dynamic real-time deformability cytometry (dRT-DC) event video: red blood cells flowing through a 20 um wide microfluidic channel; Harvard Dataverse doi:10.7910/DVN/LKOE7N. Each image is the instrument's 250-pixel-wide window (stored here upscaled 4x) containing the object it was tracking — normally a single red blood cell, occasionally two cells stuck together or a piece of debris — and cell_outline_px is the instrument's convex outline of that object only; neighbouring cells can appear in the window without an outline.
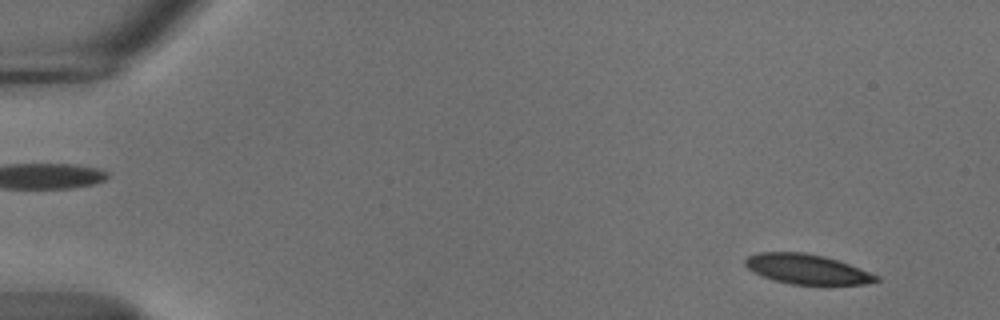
{"species": "common noctule bat (a hibernating species)", "species_latin": "Nyctalus noctula", "temperature_condition": "cold", "stored_images_in_passage": 16, "camera_frame_rate_fps": 3000, "um_per_image_px": 0.085, "animal": {"sex": "male", "body_mass_g": 18.8}, "frame": {"image": 1, "passage_image": 4, "time_ms": 1.0, "image_size_px": [1000, 320], "cell_outline_px": [[880, 280], [864, 284], [792, 284], [776, 280], [752, 272], [744, 264], [744, 260], [748, 256], [760, 252], [804, 252], [824, 256], [848, 264], [880, 276]], "centroid_in_image_um": [68.57, 22.87], "position_along_channel_um": 16.4, "area_um2": 22.48}}